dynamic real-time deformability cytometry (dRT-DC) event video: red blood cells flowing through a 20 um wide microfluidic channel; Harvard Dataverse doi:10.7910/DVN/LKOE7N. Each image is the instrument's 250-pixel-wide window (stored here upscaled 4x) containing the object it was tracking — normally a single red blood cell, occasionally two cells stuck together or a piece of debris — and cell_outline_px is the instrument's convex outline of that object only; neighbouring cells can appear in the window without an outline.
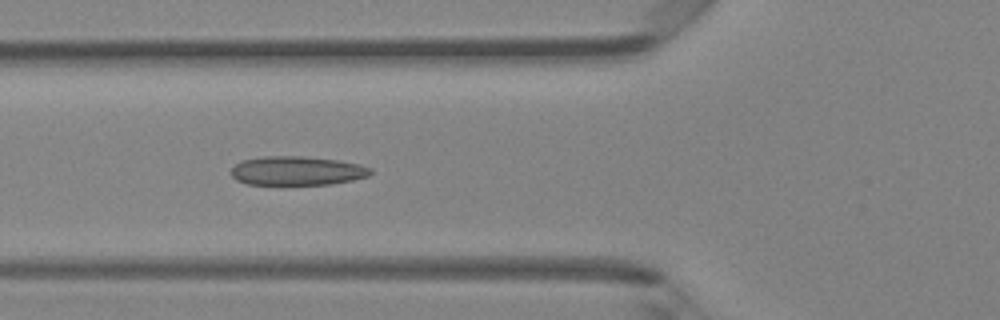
{"species": "Egyptian fruit bat (a non-hibernating species)", "species_latin": "Rousettus aegyptiacus", "temperature_condition": "room temperature", "stored_images_in_passage": 6, "camera_frame_rate_fps": 3000, "um_per_image_px": 0.085, "animal": {"sex": "female"}, "frame": {"image": 1, "passage_image": 5, "time_ms": 1.333, "image_size_px": [1000, 320], "cell_outline_px": [[372, 172], [368, 176], [352, 180], [332, 184], [248, 184], [236, 180], [232, 176], [232, 168], [240, 160], [264, 156], [304, 156], [340, 160], [360, 164], [372, 168]], "centroid_in_image_um": [25.26, 14.5], "position_along_channel_um": 100.5, "area_um2": 23.64}}
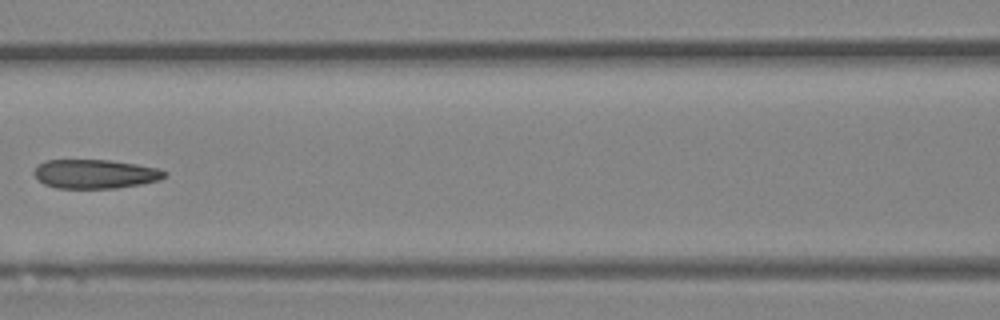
{"frame": {"image": 2, "passage_image": 6, "time_ms": 1.667, "image_size_px": [1000, 320], "cell_outline_px": [[168, 176], [160, 180], [144, 184], [116, 188], [56, 188], [44, 184], [32, 172], [44, 160], [108, 160], [136, 164], [160, 168], [168, 172]], "centroid_in_image_um": [8.16, 14.79], "position_along_channel_um": 158.4, "area_um2": 22.25}}